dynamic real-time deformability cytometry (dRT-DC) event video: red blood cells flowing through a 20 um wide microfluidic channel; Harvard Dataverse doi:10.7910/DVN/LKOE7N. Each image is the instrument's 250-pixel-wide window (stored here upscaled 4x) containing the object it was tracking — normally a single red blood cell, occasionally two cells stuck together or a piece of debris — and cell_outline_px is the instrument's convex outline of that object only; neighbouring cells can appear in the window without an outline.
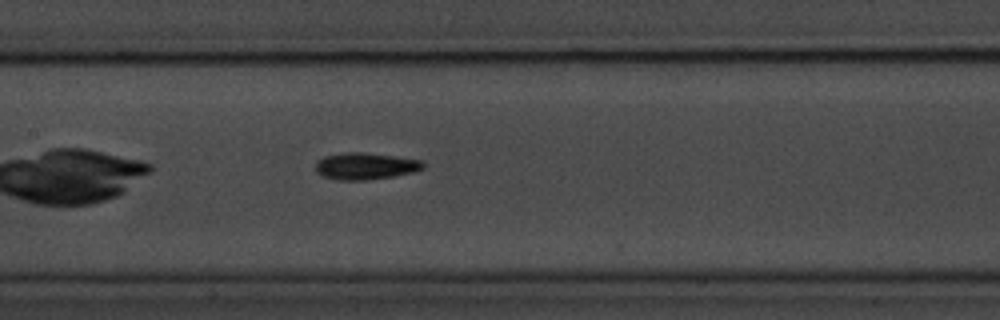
{"species": "common noctule bat (a hibernating species)", "species_latin": "Nyctalus noctula", "temperature_condition": "room temperature", "stored_images_in_passage": 41, "camera_frame_rate_fps": 3000, "um_per_image_px": 0.085, "animal": {"sex": "male", "body_mass_g": 20.1, "forearm_length_mm": 53.5}, "frame": {"image": 1, "passage_image": 12, "time_ms": 3.667, "image_size_px": [1000, 320], "cell_outline_px": [[424, 168], [416, 172], [396, 176], [364, 180], [336, 180], [324, 176], [316, 172], [316, 160], [324, 156], [344, 152], [364, 152], [424, 160]], "centroid_in_image_um": [31.08, 14.11], "position_along_channel_um": 176.3, "area_um2": 17.05}}
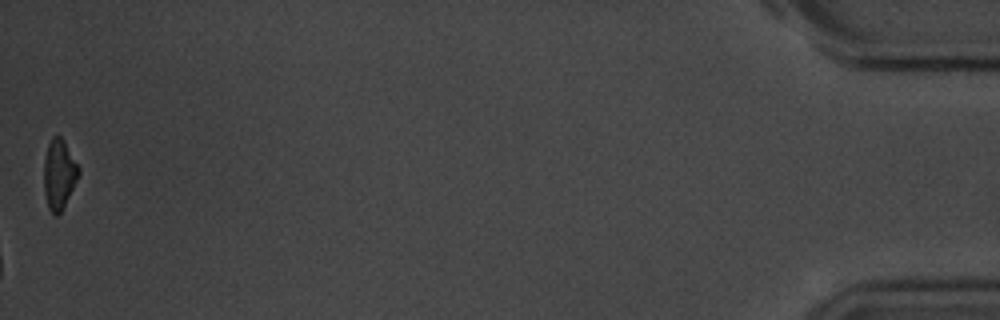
{"frame": {"image": 2, "passage_image": 41, "time_ms": 13.333, "image_size_px": [1000, 320], "cell_outline_px": [[80, 172], [60, 212], [56, 216], [52, 216], [48, 208], [44, 192], [44, 160], [48, 144], [52, 136], [60, 136], [64, 140], [80, 168]], "centroid_in_image_um": [5.0, 14.8], "position_along_channel_um": 430.2, "area_um2": 13.99}, "authors_computed_cell_mechanics": {"area_um2": 15.6638, "velocity_mm_per_s": 3.6339, "shape_relaxation_time_tau1_ms": 2.6213, "shape_relaxation_time_tau2_ms": null, "deformation_change_tau1": 0.1307, "deformation_change_tau2": null}}